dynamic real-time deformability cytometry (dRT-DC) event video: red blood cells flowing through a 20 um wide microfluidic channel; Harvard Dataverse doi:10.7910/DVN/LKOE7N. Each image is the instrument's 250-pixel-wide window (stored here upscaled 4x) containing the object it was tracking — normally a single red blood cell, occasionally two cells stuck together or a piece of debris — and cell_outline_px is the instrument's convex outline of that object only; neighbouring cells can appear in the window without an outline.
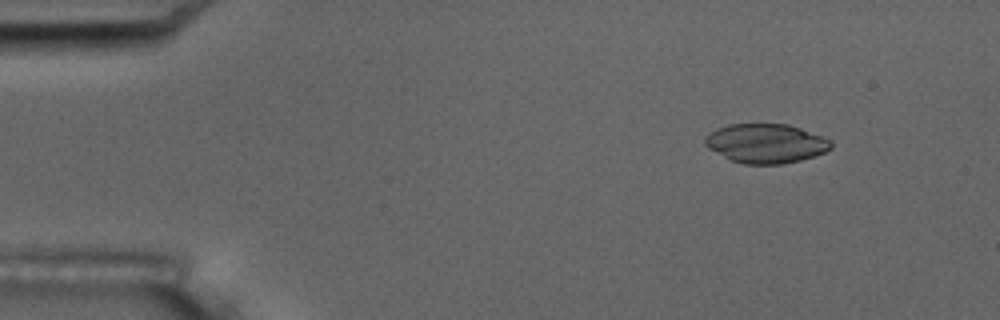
{"species": "common noctule bat (a hibernating species)", "species_latin": "Nyctalus noctula", "temperature_condition": "room temperature", "stored_images_in_passage": 4, "camera_frame_rate_fps": 3000, "um_per_image_px": 0.085, "animal": {"sex": "male", "body_mass_g": 17.5, "forearm_length_mm": 52.3}, "frame": {"image": 1, "passage_image": 2, "time_ms": 1.0, "image_size_px": [1000, 320], "cell_outline_px": [[832, 148], [824, 152], [800, 160], [780, 164], [744, 164], [732, 160], [708, 148], [704, 144], [704, 136], [708, 132], [716, 128], [728, 124], [788, 124], [800, 128], [820, 136], [828, 140], [832, 144]], "centroid_in_image_um": [65.04, 12.18], "position_along_channel_um": 20.0, "area_um2": 28.61}}